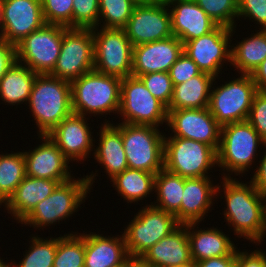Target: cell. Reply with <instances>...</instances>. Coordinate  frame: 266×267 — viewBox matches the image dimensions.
Instances as JSON below:
<instances>
[{
	"label": "cell",
	"instance_id": "5b68a950",
	"mask_svg": "<svg viewBox=\"0 0 266 267\" xmlns=\"http://www.w3.org/2000/svg\"><path fill=\"white\" fill-rule=\"evenodd\" d=\"M128 168L158 173L164 168V134L158 127L119 123Z\"/></svg>",
	"mask_w": 266,
	"mask_h": 267
},
{
	"label": "cell",
	"instance_id": "f6af8a7d",
	"mask_svg": "<svg viewBox=\"0 0 266 267\" xmlns=\"http://www.w3.org/2000/svg\"><path fill=\"white\" fill-rule=\"evenodd\" d=\"M16 61V45L0 40V80Z\"/></svg>",
	"mask_w": 266,
	"mask_h": 267
},
{
	"label": "cell",
	"instance_id": "5bb4252c",
	"mask_svg": "<svg viewBox=\"0 0 266 267\" xmlns=\"http://www.w3.org/2000/svg\"><path fill=\"white\" fill-rule=\"evenodd\" d=\"M124 30L133 46L173 36L167 3L152 2L136 5Z\"/></svg>",
	"mask_w": 266,
	"mask_h": 267
},
{
	"label": "cell",
	"instance_id": "d590c367",
	"mask_svg": "<svg viewBox=\"0 0 266 267\" xmlns=\"http://www.w3.org/2000/svg\"><path fill=\"white\" fill-rule=\"evenodd\" d=\"M136 6L131 0H100L99 21L104 28H124ZM101 17V18H100Z\"/></svg>",
	"mask_w": 266,
	"mask_h": 267
},
{
	"label": "cell",
	"instance_id": "11a10c76",
	"mask_svg": "<svg viewBox=\"0 0 266 267\" xmlns=\"http://www.w3.org/2000/svg\"><path fill=\"white\" fill-rule=\"evenodd\" d=\"M0 30H1L0 40H2V38H3V32H2V24H1V15H0Z\"/></svg>",
	"mask_w": 266,
	"mask_h": 267
},
{
	"label": "cell",
	"instance_id": "7a4b0ae2",
	"mask_svg": "<svg viewBox=\"0 0 266 267\" xmlns=\"http://www.w3.org/2000/svg\"><path fill=\"white\" fill-rule=\"evenodd\" d=\"M28 103L39 135H47L73 113L71 82L49 74H38Z\"/></svg>",
	"mask_w": 266,
	"mask_h": 267
},
{
	"label": "cell",
	"instance_id": "484cf974",
	"mask_svg": "<svg viewBox=\"0 0 266 267\" xmlns=\"http://www.w3.org/2000/svg\"><path fill=\"white\" fill-rule=\"evenodd\" d=\"M197 223L187 224L192 260L196 263L205 259L236 256V247L222 231L216 228L193 230Z\"/></svg>",
	"mask_w": 266,
	"mask_h": 267
},
{
	"label": "cell",
	"instance_id": "ee69618b",
	"mask_svg": "<svg viewBox=\"0 0 266 267\" xmlns=\"http://www.w3.org/2000/svg\"><path fill=\"white\" fill-rule=\"evenodd\" d=\"M234 267H266V253L255 250L248 254L237 250Z\"/></svg>",
	"mask_w": 266,
	"mask_h": 267
},
{
	"label": "cell",
	"instance_id": "d6986e66",
	"mask_svg": "<svg viewBox=\"0 0 266 267\" xmlns=\"http://www.w3.org/2000/svg\"><path fill=\"white\" fill-rule=\"evenodd\" d=\"M42 143L33 151L23 152L26 176L56 180L59 183L72 178L68 169L69 160L63 155L48 135H39Z\"/></svg>",
	"mask_w": 266,
	"mask_h": 267
},
{
	"label": "cell",
	"instance_id": "9c48e42d",
	"mask_svg": "<svg viewBox=\"0 0 266 267\" xmlns=\"http://www.w3.org/2000/svg\"><path fill=\"white\" fill-rule=\"evenodd\" d=\"M101 28H92L94 70L120 79L131 76L133 45L124 28Z\"/></svg>",
	"mask_w": 266,
	"mask_h": 267
},
{
	"label": "cell",
	"instance_id": "60d3db41",
	"mask_svg": "<svg viewBox=\"0 0 266 267\" xmlns=\"http://www.w3.org/2000/svg\"><path fill=\"white\" fill-rule=\"evenodd\" d=\"M247 121L266 142V91H257Z\"/></svg>",
	"mask_w": 266,
	"mask_h": 267
},
{
	"label": "cell",
	"instance_id": "44dd1931",
	"mask_svg": "<svg viewBox=\"0 0 266 267\" xmlns=\"http://www.w3.org/2000/svg\"><path fill=\"white\" fill-rule=\"evenodd\" d=\"M171 30L183 44L213 31L218 25L194 0H170ZM172 5V6H170Z\"/></svg>",
	"mask_w": 266,
	"mask_h": 267
},
{
	"label": "cell",
	"instance_id": "8992f818",
	"mask_svg": "<svg viewBox=\"0 0 266 267\" xmlns=\"http://www.w3.org/2000/svg\"><path fill=\"white\" fill-rule=\"evenodd\" d=\"M260 144L264 145L265 141L247 120L223 125L217 165L235 175L243 174L252 166Z\"/></svg>",
	"mask_w": 266,
	"mask_h": 267
},
{
	"label": "cell",
	"instance_id": "1f68e13d",
	"mask_svg": "<svg viewBox=\"0 0 266 267\" xmlns=\"http://www.w3.org/2000/svg\"><path fill=\"white\" fill-rule=\"evenodd\" d=\"M155 175L144 170L127 168L116 174L111 181L118 193L130 203L143 200L155 187Z\"/></svg>",
	"mask_w": 266,
	"mask_h": 267
},
{
	"label": "cell",
	"instance_id": "f907efd6",
	"mask_svg": "<svg viewBox=\"0 0 266 267\" xmlns=\"http://www.w3.org/2000/svg\"><path fill=\"white\" fill-rule=\"evenodd\" d=\"M264 202H266V194L264 195ZM264 235H266V203H264V226H263V233H262V237L258 241L259 244L263 241V239H264L263 237H265Z\"/></svg>",
	"mask_w": 266,
	"mask_h": 267
},
{
	"label": "cell",
	"instance_id": "f1b7e54d",
	"mask_svg": "<svg viewBox=\"0 0 266 267\" xmlns=\"http://www.w3.org/2000/svg\"><path fill=\"white\" fill-rule=\"evenodd\" d=\"M37 75L16 61L0 80V99L10 105L27 103Z\"/></svg>",
	"mask_w": 266,
	"mask_h": 267
},
{
	"label": "cell",
	"instance_id": "8d00e7d4",
	"mask_svg": "<svg viewBox=\"0 0 266 267\" xmlns=\"http://www.w3.org/2000/svg\"><path fill=\"white\" fill-rule=\"evenodd\" d=\"M197 5L217 24L234 28L238 18V0H194Z\"/></svg>",
	"mask_w": 266,
	"mask_h": 267
},
{
	"label": "cell",
	"instance_id": "f546056e",
	"mask_svg": "<svg viewBox=\"0 0 266 267\" xmlns=\"http://www.w3.org/2000/svg\"><path fill=\"white\" fill-rule=\"evenodd\" d=\"M155 192H157V208L174 214L181 224V202L184 190V177L169 172L165 168L155 175Z\"/></svg>",
	"mask_w": 266,
	"mask_h": 267
},
{
	"label": "cell",
	"instance_id": "836d02e7",
	"mask_svg": "<svg viewBox=\"0 0 266 267\" xmlns=\"http://www.w3.org/2000/svg\"><path fill=\"white\" fill-rule=\"evenodd\" d=\"M85 233L58 237L53 267H84Z\"/></svg>",
	"mask_w": 266,
	"mask_h": 267
},
{
	"label": "cell",
	"instance_id": "277c9868",
	"mask_svg": "<svg viewBox=\"0 0 266 267\" xmlns=\"http://www.w3.org/2000/svg\"><path fill=\"white\" fill-rule=\"evenodd\" d=\"M97 175H87L82 179L59 183L51 195L38 203L21 221V224L33 227H45L69 217L87 196ZM49 224V225H48Z\"/></svg>",
	"mask_w": 266,
	"mask_h": 267
},
{
	"label": "cell",
	"instance_id": "e0dca14e",
	"mask_svg": "<svg viewBox=\"0 0 266 267\" xmlns=\"http://www.w3.org/2000/svg\"><path fill=\"white\" fill-rule=\"evenodd\" d=\"M0 15L2 40L14 45L46 23L41 0H1Z\"/></svg>",
	"mask_w": 266,
	"mask_h": 267
},
{
	"label": "cell",
	"instance_id": "8fae6325",
	"mask_svg": "<svg viewBox=\"0 0 266 267\" xmlns=\"http://www.w3.org/2000/svg\"><path fill=\"white\" fill-rule=\"evenodd\" d=\"M67 28L45 23L16 45L17 61L36 74H50L58 60Z\"/></svg>",
	"mask_w": 266,
	"mask_h": 267
},
{
	"label": "cell",
	"instance_id": "6f0895ef",
	"mask_svg": "<svg viewBox=\"0 0 266 267\" xmlns=\"http://www.w3.org/2000/svg\"><path fill=\"white\" fill-rule=\"evenodd\" d=\"M168 1L170 0H156V2H165V3H167Z\"/></svg>",
	"mask_w": 266,
	"mask_h": 267
},
{
	"label": "cell",
	"instance_id": "ffe728a7",
	"mask_svg": "<svg viewBox=\"0 0 266 267\" xmlns=\"http://www.w3.org/2000/svg\"><path fill=\"white\" fill-rule=\"evenodd\" d=\"M85 120V116L72 113L47 134L69 161L84 160L93 149L94 140Z\"/></svg>",
	"mask_w": 266,
	"mask_h": 267
},
{
	"label": "cell",
	"instance_id": "7402d4cb",
	"mask_svg": "<svg viewBox=\"0 0 266 267\" xmlns=\"http://www.w3.org/2000/svg\"><path fill=\"white\" fill-rule=\"evenodd\" d=\"M141 259L148 267H172L192 262L187 224H180L149 248Z\"/></svg>",
	"mask_w": 266,
	"mask_h": 267
},
{
	"label": "cell",
	"instance_id": "4dcf8cb0",
	"mask_svg": "<svg viewBox=\"0 0 266 267\" xmlns=\"http://www.w3.org/2000/svg\"><path fill=\"white\" fill-rule=\"evenodd\" d=\"M231 49V62L239 74H251L266 59V29L238 42Z\"/></svg>",
	"mask_w": 266,
	"mask_h": 267
},
{
	"label": "cell",
	"instance_id": "4316f807",
	"mask_svg": "<svg viewBox=\"0 0 266 267\" xmlns=\"http://www.w3.org/2000/svg\"><path fill=\"white\" fill-rule=\"evenodd\" d=\"M100 139L94 152V158L102 164L108 176L113 178L128 168V162L123 147L121 131L106 121L101 124Z\"/></svg>",
	"mask_w": 266,
	"mask_h": 267
},
{
	"label": "cell",
	"instance_id": "7c38bea8",
	"mask_svg": "<svg viewBox=\"0 0 266 267\" xmlns=\"http://www.w3.org/2000/svg\"><path fill=\"white\" fill-rule=\"evenodd\" d=\"M211 91L208 108L221 126L248 119L257 92L250 74H241L239 78Z\"/></svg>",
	"mask_w": 266,
	"mask_h": 267
},
{
	"label": "cell",
	"instance_id": "6da1fadb",
	"mask_svg": "<svg viewBox=\"0 0 266 267\" xmlns=\"http://www.w3.org/2000/svg\"><path fill=\"white\" fill-rule=\"evenodd\" d=\"M223 177L226 222L232 225L237 236L258 243L264 226V195L256 190L251 181L247 185L233 179L229 174L228 177Z\"/></svg>",
	"mask_w": 266,
	"mask_h": 267
},
{
	"label": "cell",
	"instance_id": "7bdbcfd3",
	"mask_svg": "<svg viewBox=\"0 0 266 267\" xmlns=\"http://www.w3.org/2000/svg\"><path fill=\"white\" fill-rule=\"evenodd\" d=\"M239 16L249 17L266 29V0H238V19Z\"/></svg>",
	"mask_w": 266,
	"mask_h": 267
},
{
	"label": "cell",
	"instance_id": "f5cc1de1",
	"mask_svg": "<svg viewBox=\"0 0 266 267\" xmlns=\"http://www.w3.org/2000/svg\"><path fill=\"white\" fill-rule=\"evenodd\" d=\"M172 267H197V266H196V263L194 261H192V262H189V263H185V264H182V265H179V266H172Z\"/></svg>",
	"mask_w": 266,
	"mask_h": 267
},
{
	"label": "cell",
	"instance_id": "ac0fdd59",
	"mask_svg": "<svg viewBox=\"0 0 266 267\" xmlns=\"http://www.w3.org/2000/svg\"><path fill=\"white\" fill-rule=\"evenodd\" d=\"M183 53V43L175 36L133 46L132 76L169 72Z\"/></svg>",
	"mask_w": 266,
	"mask_h": 267
},
{
	"label": "cell",
	"instance_id": "db71d44e",
	"mask_svg": "<svg viewBox=\"0 0 266 267\" xmlns=\"http://www.w3.org/2000/svg\"><path fill=\"white\" fill-rule=\"evenodd\" d=\"M14 267V263H7L6 262L4 263L3 260L0 259V267Z\"/></svg>",
	"mask_w": 266,
	"mask_h": 267
},
{
	"label": "cell",
	"instance_id": "7dc6e473",
	"mask_svg": "<svg viewBox=\"0 0 266 267\" xmlns=\"http://www.w3.org/2000/svg\"><path fill=\"white\" fill-rule=\"evenodd\" d=\"M236 256L213 257L196 262L197 267H234Z\"/></svg>",
	"mask_w": 266,
	"mask_h": 267
},
{
	"label": "cell",
	"instance_id": "d4e9b609",
	"mask_svg": "<svg viewBox=\"0 0 266 267\" xmlns=\"http://www.w3.org/2000/svg\"><path fill=\"white\" fill-rule=\"evenodd\" d=\"M58 184L56 180L25 176L5 202V207L21 222L38 203L52 194Z\"/></svg>",
	"mask_w": 266,
	"mask_h": 267
},
{
	"label": "cell",
	"instance_id": "52a82bcc",
	"mask_svg": "<svg viewBox=\"0 0 266 267\" xmlns=\"http://www.w3.org/2000/svg\"><path fill=\"white\" fill-rule=\"evenodd\" d=\"M217 164V151L210 145L181 137L164 138V168L184 178L208 177Z\"/></svg>",
	"mask_w": 266,
	"mask_h": 267
},
{
	"label": "cell",
	"instance_id": "681fc988",
	"mask_svg": "<svg viewBox=\"0 0 266 267\" xmlns=\"http://www.w3.org/2000/svg\"><path fill=\"white\" fill-rule=\"evenodd\" d=\"M122 267H148L141 258H129Z\"/></svg>",
	"mask_w": 266,
	"mask_h": 267
},
{
	"label": "cell",
	"instance_id": "83f0119b",
	"mask_svg": "<svg viewBox=\"0 0 266 267\" xmlns=\"http://www.w3.org/2000/svg\"><path fill=\"white\" fill-rule=\"evenodd\" d=\"M215 80L212 75L201 72L186 82L174 85L173 96L167 109L208 108L210 89Z\"/></svg>",
	"mask_w": 266,
	"mask_h": 267
},
{
	"label": "cell",
	"instance_id": "e575fe53",
	"mask_svg": "<svg viewBox=\"0 0 266 267\" xmlns=\"http://www.w3.org/2000/svg\"><path fill=\"white\" fill-rule=\"evenodd\" d=\"M31 240L32 244L23 260L17 265L14 262V267H53L58 238L43 240L33 236Z\"/></svg>",
	"mask_w": 266,
	"mask_h": 267
},
{
	"label": "cell",
	"instance_id": "4fadbf2b",
	"mask_svg": "<svg viewBox=\"0 0 266 267\" xmlns=\"http://www.w3.org/2000/svg\"><path fill=\"white\" fill-rule=\"evenodd\" d=\"M94 69V40L90 28H67L53 77L72 82Z\"/></svg>",
	"mask_w": 266,
	"mask_h": 267
},
{
	"label": "cell",
	"instance_id": "c3c4849f",
	"mask_svg": "<svg viewBox=\"0 0 266 267\" xmlns=\"http://www.w3.org/2000/svg\"><path fill=\"white\" fill-rule=\"evenodd\" d=\"M250 75L257 91H266V59Z\"/></svg>",
	"mask_w": 266,
	"mask_h": 267
},
{
	"label": "cell",
	"instance_id": "603a6c76",
	"mask_svg": "<svg viewBox=\"0 0 266 267\" xmlns=\"http://www.w3.org/2000/svg\"><path fill=\"white\" fill-rule=\"evenodd\" d=\"M215 186V187H214ZM221 185L211 183L209 177L184 178V190L181 202V224L200 223L208 213L214 195Z\"/></svg>",
	"mask_w": 266,
	"mask_h": 267
},
{
	"label": "cell",
	"instance_id": "30bf717a",
	"mask_svg": "<svg viewBox=\"0 0 266 267\" xmlns=\"http://www.w3.org/2000/svg\"><path fill=\"white\" fill-rule=\"evenodd\" d=\"M122 123L158 127L166 122L167 107L155 98L139 77L127 76L121 81L120 109Z\"/></svg>",
	"mask_w": 266,
	"mask_h": 267
},
{
	"label": "cell",
	"instance_id": "74e56055",
	"mask_svg": "<svg viewBox=\"0 0 266 267\" xmlns=\"http://www.w3.org/2000/svg\"><path fill=\"white\" fill-rule=\"evenodd\" d=\"M74 0H41L44 20L47 24L73 28Z\"/></svg>",
	"mask_w": 266,
	"mask_h": 267
},
{
	"label": "cell",
	"instance_id": "ba28073f",
	"mask_svg": "<svg viewBox=\"0 0 266 267\" xmlns=\"http://www.w3.org/2000/svg\"><path fill=\"white\" fill-rule=\"evenodd\" d=\"M179 225L174 214L152 204L146 205L124 229L129 257L141 258L149 248L168 236Z\"/></svg>",
	"mask_w": 266,
	"mask_h": 267
},
{
	"label": "cell",
	"instance_id": "816d5d0a",
	"mask_svg": "<svg viewBox=\"0 0 266 267\" xmlns=\"http://www.w3.org/2000/svg\"><path fill=\"white\" fill-rule=\"evenodd\" d=\"M136 5H144L152 2H156V0H131Z\"/></svg>",
	"mask_w": 266,
	"mask_h": 267
},
{
	"label": "cell",
	"instance_id": "cb8c5ba5",
	"mask_svg": "<svg viewBox=\"0 0 266 267\" xmlns=\"http://www.w3.org/2000/svg\"><path fill=\"white\" fill-rule=\"evenodd\" d=\"M91 233L85 234L84 267H122L130 258L124 234L104 237Z\"/></svg>",
	"mask_w": 266,
	"mask_h": 267
},
{
	"label": "cell",
	"instance_id": "ab89813d",
	"mask_svg": "<svg viewBox=\"0 0 266 267\" xmlns=\"http://www.w3.org/2000/svg\"><path fill=\"white\" fill-rule=\"evenodd\" d=\"M100 0L73 1V28H96L99 23Z\"/></svg>",
	"mask_w": 266,
	"mask_h": 267
},
{
	"label": "cell",
	"instance_id": "3957f363",
	"mask_svg": "<svg viewBox=\"0 0 266 267\" xmlns=\"http://www.w3.org/2000/svg\"><path fill=\"white\" fill-rule=\"evenodd\" d=\"M122 79L91 70L71 82L72 111L90 114L118 113ZM116 111V112H114Z\"/></svg>",
	"mask_w": 266,
	"mask_h": 267
},
{
	"label": "cell",
	"instance_id": "9a60e30c",
	"mask_svg": "<svg viewBox=\"0 0 266 267\" xmlns=\"http://www.w3.org/2000/svg\"><path fill=\"white\" fill-rule=\"evenodd\" d=\"M234 30L218 25L213 31L185 42L183 52L197 64L201 72L216 78L223 62H231V49H228L231 45L228 42Z\"/></svg>",
	"mask_w": 266,
	"mask_h": 267
},
{
	"label": "cell",
	"instance_id": "f35d334b",
	"mask_svg": "<svg viewBox=\"0 0 266 267\" xmlns=\"http://www.w3.org/2000/svg\"><path fill=\"white\" fill-rule=\"evenodd\" d=\"M139 78L155 98L160 100L166 107L170 105L174 85L169 72H153L140 75Z\"/></svg>",
	"mask_w": 266,
	"mask_h": 267
},
{
	"label": "cell",
	"instance_id": "b9f144b4",
	"mask_svg": "<svg viewBox=\"0 0 266 267\" xmlns=\"http://www.w3.org/2000/svg\"><path fill=\"white\" fill-rule=\"evenodd\" d=\"M200 73L201 71L197 64L185 52L179 56L169 70L173 85L186 82L188 79H191Z\"/></svg>",
	"mask_w": 266,
	"mask_h": 267
},
{
	"label": "cell",
	"instance_id": "d6a6232c",
	"mask_svg": "<svg viewBox=\"0 0 266 267\" xmlns=\"http://www.w3.org/2000/svg\"><path fill=\"white\" fill-rule=\"evenodd\" d=\"M26 176L23 152L0 155V196L7 201Z\"/></svg>",
	"mask_w": 266,
	"mask_h": 267
},
{
	"label": "cell",
	"instance_id": "9f6ffc18",
	"mask_svg": "<svg viewBox=\"0 0 266 267\" xmlns=\"http://www.w3.org/2000/svg\"><path fill=\"white\" fill-rule=\"evenodd\" d=\"M5 200L0 196V204L4 203L5 204Z\"/></svg>",
	"mask_w": 266,
	"mask_h": 267
},
{
	"label": "cell",
	"instance_id": "2e32d148",
	"mask_svg": "<svg viewBox=\"0 0 266 267\" xmlns=\"http://www.w3.org/2000/svg\"><path fill=\"white\" fill-rule=\"evenodd\" d=\"M167 126L173 130L172 137L192 139L212 146L218 151L221 125L209 108L167 109Z\"/></svg>",
	"mask_w": 266,
	"mask_h": 267
},
{
	"label": "cell",
	"instance_id": "bcb514c9",
	"mask_svg": "<svg viewBox=\"0 0 266 267\" xmlns=\"http://www.w3.org/2000/svg\"><path fill=\"white\" fill-rule=\"evenodd\" d=\"M266 147V142L264 144ZM266 151V150H265ZM261 162L260 166L257 167L253 178H251L252 184L255 186L256 190L260 192L261 194H266V152L262 156V159H260Z\"/></svg>",
	"mask_w": 266,
	"mask_h": 267
}]
</instances>
